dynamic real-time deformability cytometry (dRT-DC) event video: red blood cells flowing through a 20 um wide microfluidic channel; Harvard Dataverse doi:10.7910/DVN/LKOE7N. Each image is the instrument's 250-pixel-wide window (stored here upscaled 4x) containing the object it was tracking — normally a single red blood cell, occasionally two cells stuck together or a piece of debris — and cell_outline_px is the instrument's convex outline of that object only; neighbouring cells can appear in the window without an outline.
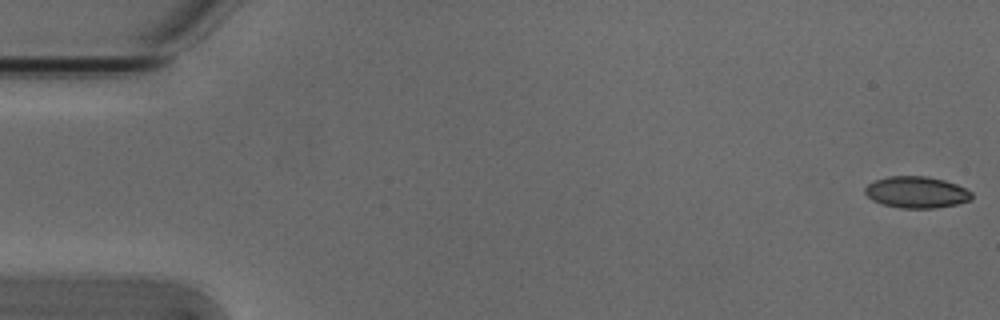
{"species": "Egyptian fruit bat (a non-hibernating species)", "species_latin": "Rousettus aegyptiacus", "temperature_condition": "cold", "stored_images_in_passage": 54, "camera_frame_rate_fps": 3000, "um_per_image_px": 0.085, "animal": {"sex": "male"}, "frame": {"image": 1, "passage_image": 1, "time_ms": 0.0, "image_size_px": [1000, 320], "cell_outline_px": [[972, 200], [956, 204], [936, 208], [900, 208], [884, 204], [872, 200], [864, 192], [864, 188], [868, 184], [876, 180], [888, 176], [928, 176], [944, 180], [956, 184], [972, 192]], "centroid_in_image_um": [77.91, 16.34], "position_along_channel_um": 7.1, "area_um2": 19.59}}
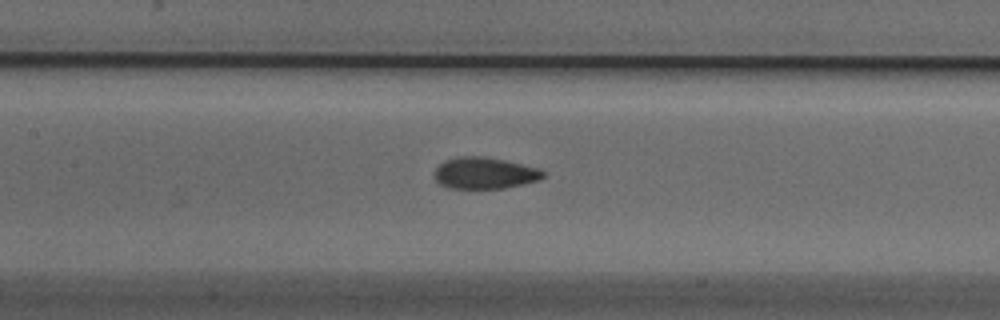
{"frame": {"image": 2, "passage_image": 25, "time_ms": 8.0, "image_size_px": [1000, 320], "cell_outline_px": [[544, 176], [540, 180], [504, 188], [448, 188], [440, 184], [436, 180], [436, 168], [444, 160], [456, 156], [484, 156], [504, 160], [536, 168], [544, 172]], "centroid_in_image_um": [41.17, 14.71], "position_along_channel_um": 166.2, "area_um2": 19.77}}
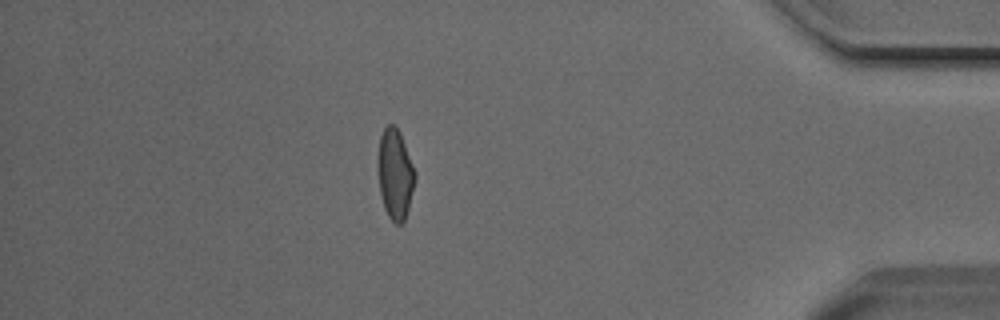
{"frame": {"image": 3, "passage_image": 47, "time_ms": 15.333, "image_size_px": [1000, 320], "cell_outline_px": [[416, 176], [408, 208], [404, 220], [400, 224], [396, 224], [388, 216], [384, 208], [380, 192], [380, 136], [384, 128], [388, 124], [392, 124], [400, 132], [416, 172]], "centroid_in_image_um": [33.62, 14.81], "position_along_channel_um": 401.6, "area_um2": 18.79}, "authors_computed_cell_mechanics": {"area_um2": 19.8543, "velocity_mm_per_s": 3.8156, "shape_relaxation_time_tau1_ms": 5.5562, "shape_relaxation_time_tau2_ms": 1.4926, "deformation_change_tau1": 0.1667, "deformation_change_tau2": 0.0511}}